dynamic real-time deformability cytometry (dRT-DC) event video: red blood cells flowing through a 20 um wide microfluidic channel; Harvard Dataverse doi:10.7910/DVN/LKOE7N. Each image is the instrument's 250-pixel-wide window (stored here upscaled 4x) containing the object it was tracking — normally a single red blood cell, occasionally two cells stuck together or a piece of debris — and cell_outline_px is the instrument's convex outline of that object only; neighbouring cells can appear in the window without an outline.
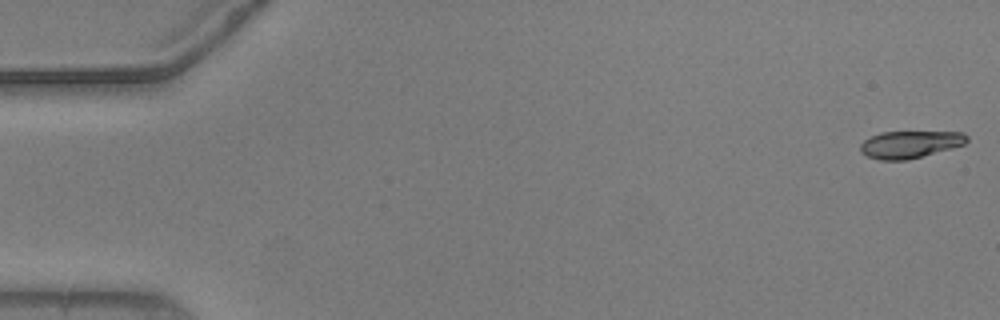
{"species": "common noctule bat (a hibernating species)", "species_latin": "Nyctalus noctula", "temperature_condition": "warm", "stored_images_in_passage": 17, "camera_frame_rate_fps": 3000, "um_per_image_px": 0.085, "animal": {"sex": "male", "body_mass_g": 20.5, "forearm_length_mm": 52.5}, "frame": {"image": 1, "passage_image": 1, "time_ms": 0.0, "image_size_px": [1000, 320], "cell_outline_px": [[968, 140], [964, 144], [908, 160], [880, 160], [868, 156], [860, 152], [860, 144], [864, 140], [880, 132], [964, 132], [968, 136]], "centroid_in_image_um": [77.33, 12.27], "position_along_channel_um": 7.7, "area_um2": 16.76}}
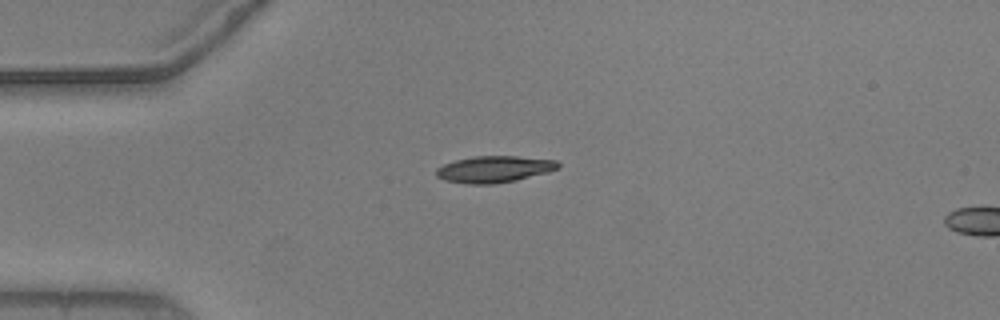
{"frame": {"image": 2, "passage_image": 14, "time_ms": 4.333, "image_size_px": [1000, 320], "cell_outline_px": [[560, 168], [548, 172], [516, 180], [492, 184], [468, 184], [444, 180], [436, 176], [436, 168], [444, 164], [456, 160], [472, 156], [516, 156], [556, 160], [560, 164]], "centroid_in_image_um": [42.01, 14.38], "position_along_channel_um": 43.0, "area_um2": 18.9}}